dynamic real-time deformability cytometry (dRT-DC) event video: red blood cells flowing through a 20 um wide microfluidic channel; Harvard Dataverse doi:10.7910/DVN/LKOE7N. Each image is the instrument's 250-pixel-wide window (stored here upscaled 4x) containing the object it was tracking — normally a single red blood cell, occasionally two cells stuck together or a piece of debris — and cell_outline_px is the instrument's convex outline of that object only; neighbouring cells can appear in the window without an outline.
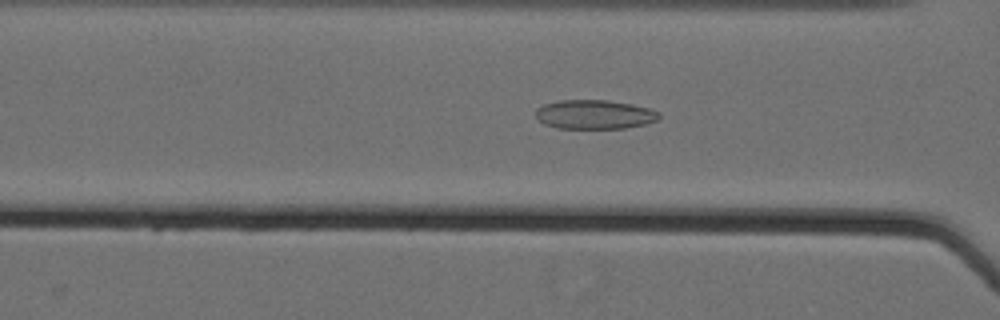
{"species": "Egyptian fruit bat (a non-hibernating species)", "species_latin": "Rousettus aegyptiacus", "temperature_condition": "cold", "stored_images_in_passage": 62, "camera_frame_rate_fps": 3000, "um_per_image_px": 0.085, "animal": {"sex": "female"}, "frame": {"image": 1, "passage_image": 30, "time_ms": 9.667, "image_size_px": [1000, 320], "cell_outline_px": [[660, 116], [656, 120], [644, 124], [624, 128], [556, 128], [544, 124], [536, 116], [536, 108], [544, 104], [560, 100], [608, 100], [632, 104], [648, 108], [660, 112]], "centroid_in_image_um": [50.52, 9.72], "position_along_channel_um": 116.1, "area_um2": 20.87}}
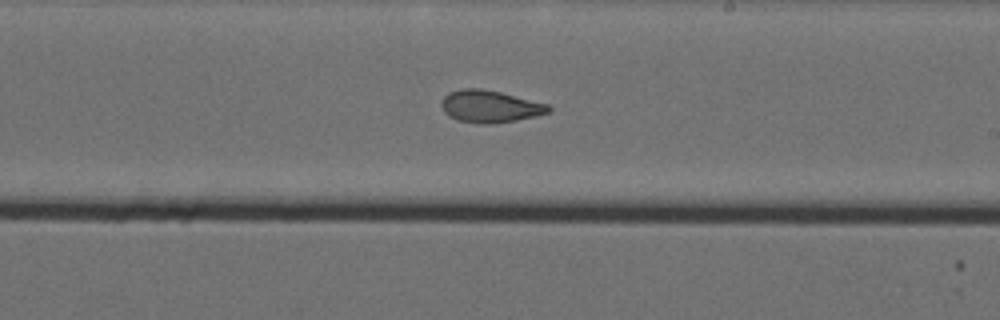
{"frame": {"image": 2, "passage_image": 41, "time_ms": 13.333, "image_size_px": [1000, 320], "cell_outline_px": [[552, 108], [548, 112], [536, 116], [496, 124], [480, 124], [460, 120], [448, 116], [444, 112], [440, 104], [440, 100], [448, 92], [460, 88], [480, 88], [500, 92], [548, 104]], "centroid_in_image_um": [41.61, 9.04], "position_along_channel_um": 247.4, "area_um2": 20.23}}
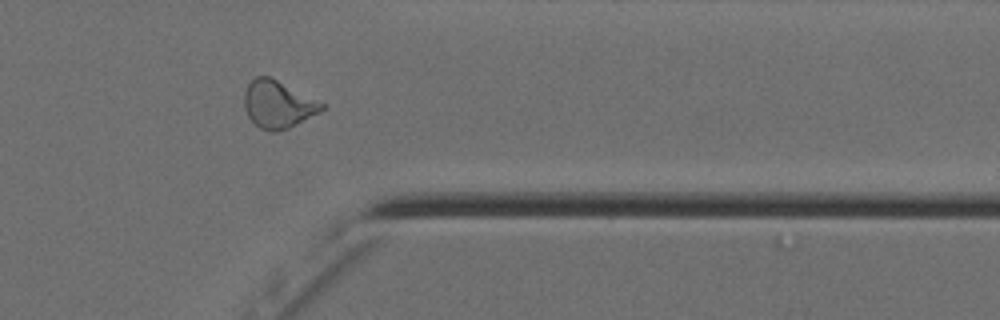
{"frame": {"image": 3, "passage_image": 53, "time_ms": 17.333, "image_size_px": [1000, 320], "cell_outline_px": [[324, 108], [320, 112], [288, 128], [276, 132], [268, 132], [260, 128], [248, 116], [244, 108], [244, 92], [248, 84], [256, 76], [268, 76], [324, 104]], "centroid_in_image_um": [23.58, 8.89], "position_along_channel_um": 387.8, "area_um2": 20.98}, "authors_computed_cell_mechanics": {"area_um2": 22.8888, "velocity_mm_per_s": 3.5629, "shape_relaxation_time_tau1_ms": null, "shape_relaxation_time_tau2_ms": 2.0154, "deformation_change_tau1": null, "deformation_change_tau2": 0.0838}}